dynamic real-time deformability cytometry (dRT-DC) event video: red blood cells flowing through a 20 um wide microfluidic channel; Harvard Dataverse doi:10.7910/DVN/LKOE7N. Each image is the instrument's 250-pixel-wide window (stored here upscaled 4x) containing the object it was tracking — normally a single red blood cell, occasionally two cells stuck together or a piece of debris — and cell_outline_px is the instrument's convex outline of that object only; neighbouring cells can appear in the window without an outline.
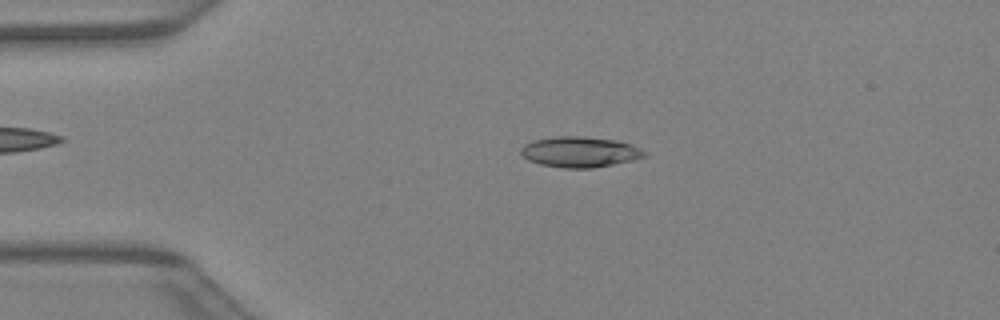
{"species": "Egyptian fruit bat (a non-hibernating species)", "species_latin": "Rousettus aegyptiacus", "temperature_condition": "warm", "stored_images_in_passage": 38, "camera_frame_rate_fps": 3000, "um_per_image_px": 0.085, "animal": {"sex": "female"}, "frame": {"image": 1, "passage_image": 6, "time_ms": 1.667, "image_size_px": [1000, 320], "cell_outline_px": [[648, 156], [632, 160], [592, 168], [564, 168], [540, 164], [528, 160], [520, 152], [520, 148], [524, 144], [532, 140], [556, 136], [584, 136], [616, 140], [632, 144], [648, 152]], "centroid_in_image_um": [49.3, 12.9], "position_along_channel_um": 35.7, "area_um2": 22.2}}
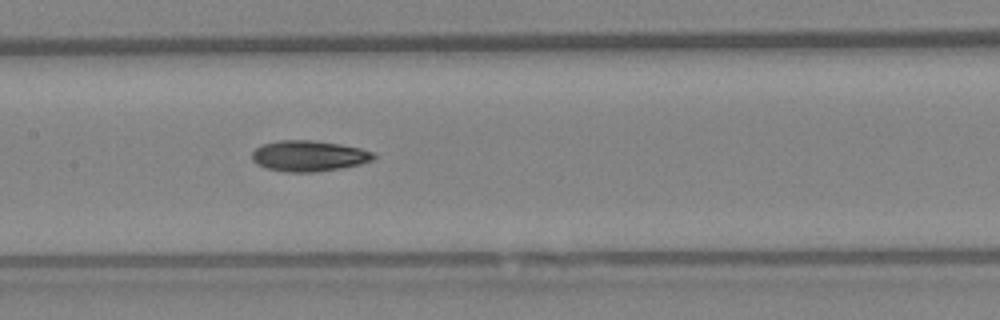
{"frame": {"image": 2, "passage_image": 17, "time_ms": 5.333, "image_size_px": [1000, 320], "cell_outline_px": [[376, 156], [372, 160], [360, 164], [340, 168], [312, 172], [284, 172], [268, 168], [256, 164], [252, 160], [252, 152], [260, 144], [280, 140], [312, 140], [340, 144], [360, 148], [372, 152]], "centroid_in_image_um": [26.21, 13.25], "position_along_channel_um": 181.2, "area_um2": 21.79}}
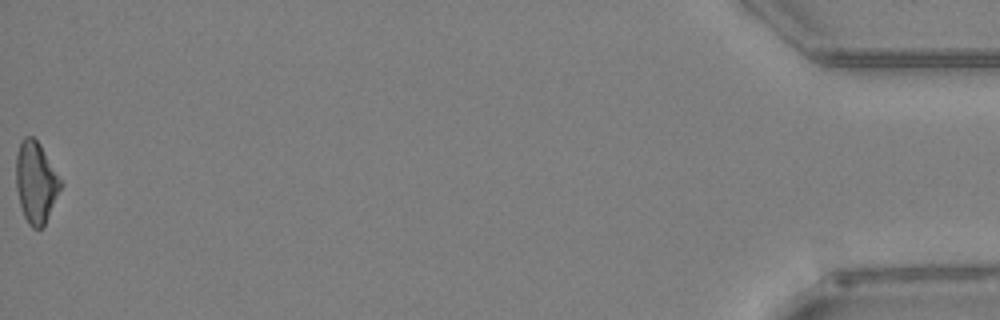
{"frame": {"image": 3, "passage_image": 38, "time_ms": 12.333, "image_size_px": [1000, 320], "cell_outline_px": [[64, 184], [44, 224], [40, 228], [32, 228], [28, 224], [24, 216], [20, 204], [16, 188], [16, 156], [20, 144], [24, 136], [32, 136], [40, 144]], "centroid_in_image_um": [3.06, 15.49], "position_along_channel_um": 432.1, "area_um2": 21.04}}